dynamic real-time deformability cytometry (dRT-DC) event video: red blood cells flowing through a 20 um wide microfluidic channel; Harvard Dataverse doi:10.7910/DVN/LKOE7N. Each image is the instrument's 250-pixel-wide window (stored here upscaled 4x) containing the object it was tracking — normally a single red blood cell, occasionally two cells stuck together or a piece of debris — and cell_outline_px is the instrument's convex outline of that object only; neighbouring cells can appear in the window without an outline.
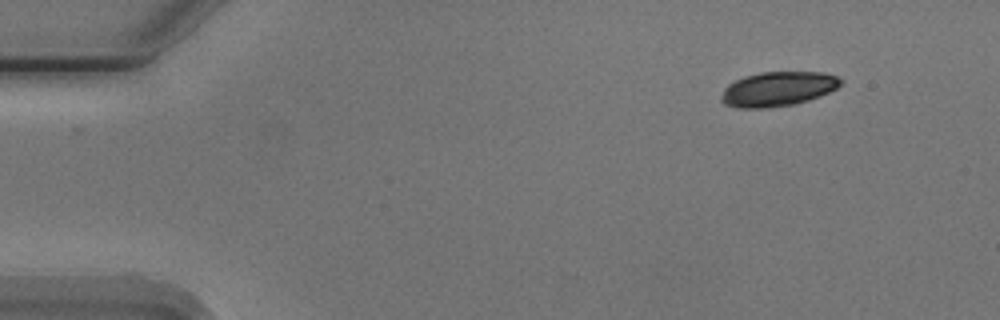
{"species": "Egyptian fruit bat (a non-hibernating species)", "species_latin": "Rousettus aegyptiacus", "temperature_condition": "cold", "stored_images_in_passage": 3, "camera_frame_rate_fps": 3000, "um_per_image_px": 0.085, "animal": {"sex": "male"}, "frame": {"image": 1, "passage_image": 3, "time_ms": 3.333, "image_size_px": [1000, 320], "cell_outline_px": [[844, 80], [836, 88], [820, 96], [808, 100], [792, 104], [764, 108], [736, 108], [724, 104], [720, 100], [720, 96], [724, 88], [728, 84], [744, 76], [760, 72], [820, 72], [836, 76]], "centroid_in_image_um": [66.07, 7.56], "position_along_channel_um": 18.9, "area_um2": 23.99}}